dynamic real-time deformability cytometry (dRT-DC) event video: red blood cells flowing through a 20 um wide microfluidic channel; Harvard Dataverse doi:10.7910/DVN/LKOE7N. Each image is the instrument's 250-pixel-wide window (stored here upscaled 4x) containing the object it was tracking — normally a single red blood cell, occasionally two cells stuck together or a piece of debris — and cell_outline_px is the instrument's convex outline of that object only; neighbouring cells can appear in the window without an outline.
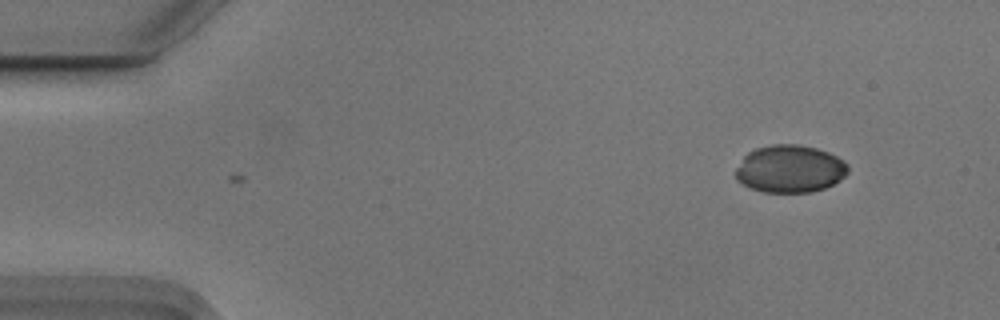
{"species": "Egyptian fruit bat (a non-hibernating species)", "species_latin": "Rousettus aegyptiacus", "temperature_condition": "cold", "stored_images_in_passage": 2, "camera_frame_rate_fps": 3000, "um_per_image_px": 0.085, "animal": {"sex": "male"}, "frame": {"image": 1, "passage_image": 1, "time_ms": 0.0, "image_size_px": [1000, 320], "cell_outline_px": [[848, 172], [844, 176], [832, 184], [824, 188], [808, 192], [764, 192], [752, 188], [736, 180], [736, 168], [744, 156], [748, 152], [756, 148], [772, 144], [796, 144], [816, 148], [828, 152], [844, 160], [848, 164]], "centroid_in_image_um": [67.14, 14.34], "position_along_channel_um": 17.9, "area_um2": 30.98}}